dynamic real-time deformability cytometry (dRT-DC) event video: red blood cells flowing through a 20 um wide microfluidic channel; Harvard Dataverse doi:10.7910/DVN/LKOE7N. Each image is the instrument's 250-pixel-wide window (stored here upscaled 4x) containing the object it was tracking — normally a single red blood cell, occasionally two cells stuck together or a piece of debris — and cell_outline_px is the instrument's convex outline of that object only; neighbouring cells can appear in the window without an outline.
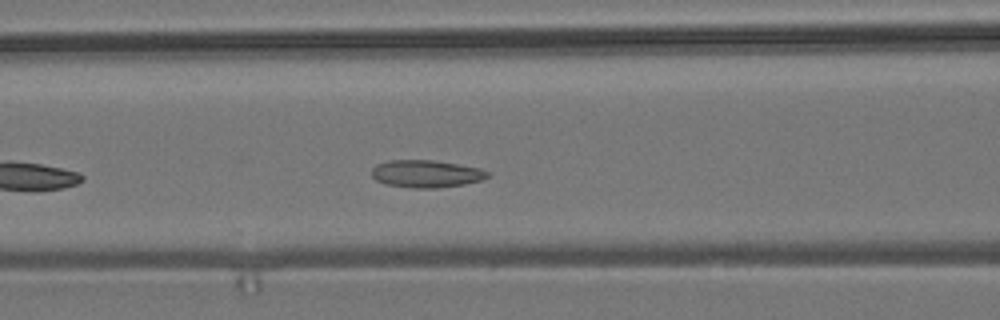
{"species": "common noctule bat (a hibernating species)", "species_latin": "Nyctalus noctula", "temperature_condition": "room temperature", "stored_images_in_passage": 21, "camera_frame_rate_fps": 3000, "um_per_image_px": 0.085, "animal": {"sex": "male", "body_mass_g": 19.2, "forearm_length_mm": 51.8}, "frame": {"image": 1, "passage_image": 10, "time_ms": 3.0, "image_size_px": [1000, 320], "cell_outline_px": [[488, 176], [484, 180], [464, 184], [436, 188], [412, 188], [388, 184], [376, 180], [372, 176], [372, 168], [376, 164], [388, 160], [432, 160], [480, 168], [488, 172]], "centroid_in_image_um": [36.22, 14.77], "position_along_channel_um": 130.4, "area_um2": 18.44}}
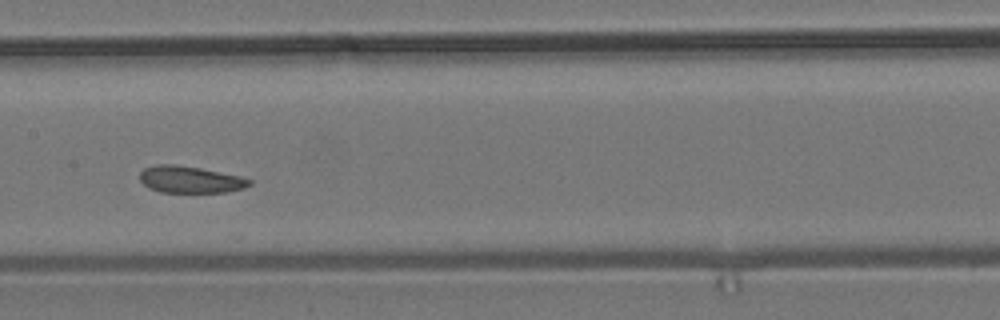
{"frame": {"image": 2, "passage_image": 15, "time_ms": 4.667, "image_size_px": [1000, 320], "cell_outline_px": [[252, 184], [244, 188], [224, 192], [160, 192], [148, 188], [140, 180], [140, 172], [144, 168], [156, 164], [176, 164], [200, 168], [240, 176], [252, 180]], "centroid_in_image_um": [16.15, 15.25], "position_along_channel_um": 191.3, "area_um2": 17.17}}
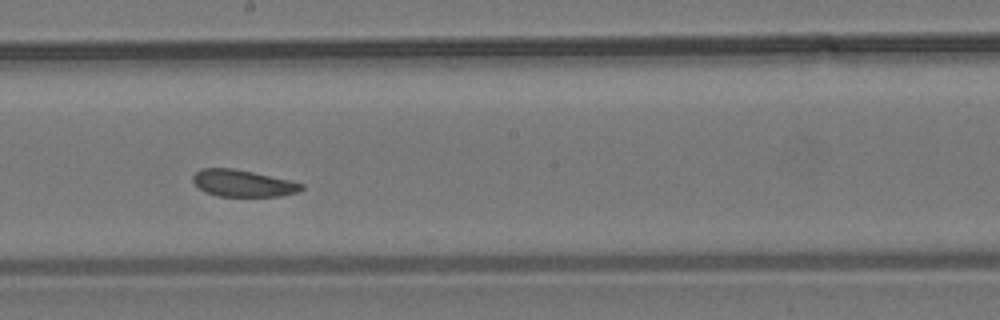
{"frame": {"image": 3, "passage_image": 18, "time_ms": 5.667, "image_size_px": [1000, 320], "cell_outline_px": [[304, 188], [296, 192], [280, 196], [220, 196], [208, 192], [200, 188], [192, 180], [192, 176], [200, 168], [232, 168], [252, 172], [288, 180], [304, 184]], "centroid_in_image_um": [20.63, 15.57], "position_along_channel_um": 227.6, "area_um2": 16.65}}